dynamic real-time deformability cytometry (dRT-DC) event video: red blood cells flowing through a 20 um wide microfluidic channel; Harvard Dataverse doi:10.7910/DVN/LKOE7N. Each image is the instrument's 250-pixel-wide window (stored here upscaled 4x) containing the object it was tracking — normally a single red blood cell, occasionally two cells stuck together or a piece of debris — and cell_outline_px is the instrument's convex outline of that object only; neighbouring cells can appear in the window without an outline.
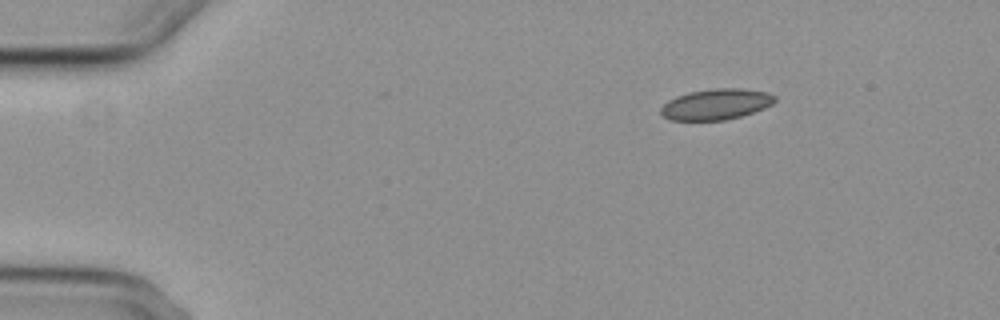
{"species": "common noctule bat (a hibernating species)", "species_latin": "Nyctalus noctula", "temperature_condition": "cold", "stored_images_in_passage": 4, "segment_of_instrument_passage": [1, 2], "camera_frame_rate_fps": 3000, "um_per_image_px": 0.085, "animal": {"sex": "female", "body_mass_g": 29.2, "forearm_length_mm": 56.3}, "frame": {"image": 1, "passage_image": 1, "time_ms": 0.0, "image_size_px": [1000, 320], "cell_outline_px": [[776, 100], [772, 104], [764, 108], [740, 116], [724, 120], [672, 120], [664, 116], [660, 112], [660, 108], [668, 100], [676, 96], [688, 92], [716, 88], [744, 88], [768, 92], [776, 96]], "centroid_in_image_um": [60.88, 8.85], "position_along_channel_um": 24.1, "area_um2": 20.46}}